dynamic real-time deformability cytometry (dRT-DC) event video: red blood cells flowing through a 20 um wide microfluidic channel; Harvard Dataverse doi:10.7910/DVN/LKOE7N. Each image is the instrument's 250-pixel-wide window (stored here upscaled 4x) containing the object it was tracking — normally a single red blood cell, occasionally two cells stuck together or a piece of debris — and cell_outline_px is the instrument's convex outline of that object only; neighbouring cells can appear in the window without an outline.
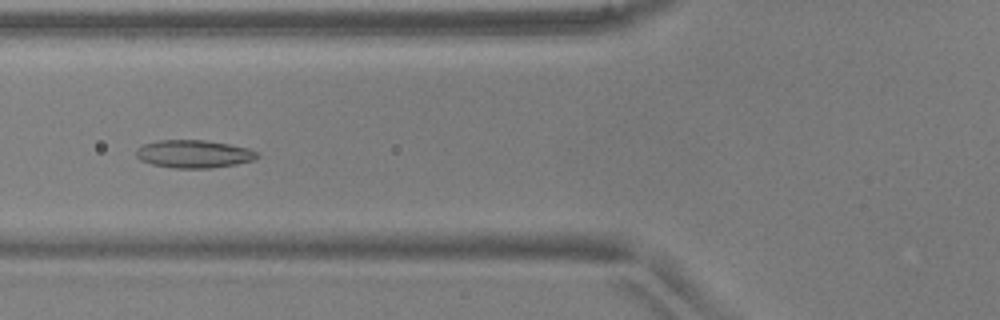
{"species": "common noctule bat (a hibernating species)", "species_latin": "Nyctalus noctula", "temperature_condition": "warm", "stored_images_in_passage": 20, "camera_frame_rate_fps": 3000, "um_per_image_px": 0.085, "animal": {"sex": "male", "body_mass_g": 17.9, "forearm_length_mm": 54.2}, "frame": {"image": 1, "passage_image": 4, "time_ms": 1.0, "image_size_px": [1000, 320], "cell_outline_px": [[260, 156], [252, 160], [236, 164], [212, 168], [172, 168], [152, 164], [140, 160], [136, 156], [136, 148], [144, 144], [156, 140], [204, 140], [228, 144], [248, 148], [260, 152]], "centroid_in_image_um": [16.47, 13.08], "position_along_channel_um": 109.3, "area_um2": 19.77}}
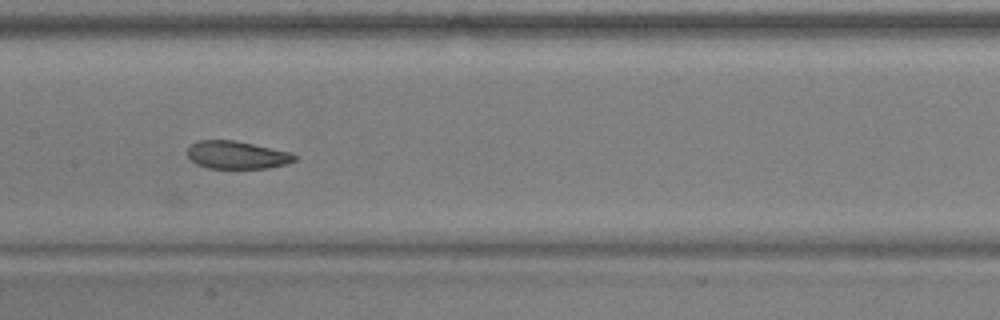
{"frame": {"image": 2, "passage_image": 10, "time_ms": 3.0, "image_size_px": [1000, 320], "cell_outline_px": [[296, 160], [284, 164], [268, 168], [208, 168], [196, 164], [188, 156], [188, 148], [192, 144], [200, 140], [236, 140], [292, 152], [296, 156]], "centroid_in_image_um": [20.15, 13.16], "position_along_channel_um": 187.3, "area_um2": 17.34}}
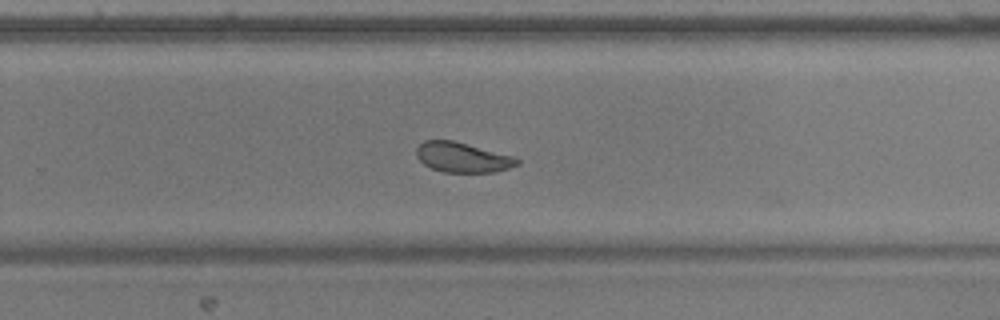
{"frame": {"image": 3, "passage_image": 18, "time_ms": 5.667, "image_size_px": [1000, 320], "cell_outline_px": [[520, 164], [496, 172], [444, 172], [432, 168], [424, 164], [416, 156], [416, 148], [424, 140], [452, 140], [512, 156], [520, 160]], "centroid_in_image_um": [39.3, 13.38], "position_along_channel_um": 290.5, "area_um2": 17.4}}